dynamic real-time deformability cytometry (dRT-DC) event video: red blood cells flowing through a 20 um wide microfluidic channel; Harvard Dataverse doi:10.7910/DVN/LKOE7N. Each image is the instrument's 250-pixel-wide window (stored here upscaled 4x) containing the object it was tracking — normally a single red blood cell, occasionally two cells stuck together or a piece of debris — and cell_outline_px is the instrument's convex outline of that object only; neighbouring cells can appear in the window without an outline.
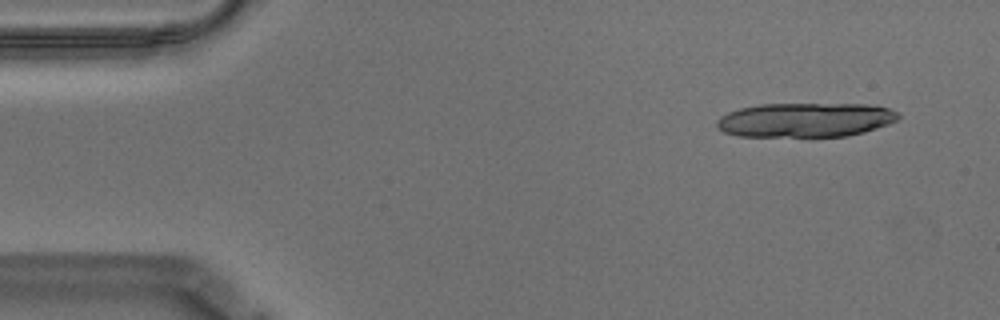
{"species": "Egyptian fruit bat (a non-hibernating species)", "species_latin": "Rousettus aegyptiacus", "temperature_condition": "warm", "stored_images_in_passage": 11, "camera_frame_rate_fps": 3000, "um_per_image_px": 0.085, "animal": {"sex": "male"}, "frame": {"image": 1, "passage_image": 4, "time_ms": 1.0, "image_size_px": [1000, 320], "cell_outline_px": [[900, 120], [864, 132], [848, 136], [740, 136], [724, 132], [716, 128], [716, 120], [720, 116], [728, 112], [740, 108], [760, 104], [868, 104], [888, 108], [900, 112]], "centroid_in_image_um": [68.47, 10.18], "position_along_channel_um": 16.5, "area_um2": 36.53}}